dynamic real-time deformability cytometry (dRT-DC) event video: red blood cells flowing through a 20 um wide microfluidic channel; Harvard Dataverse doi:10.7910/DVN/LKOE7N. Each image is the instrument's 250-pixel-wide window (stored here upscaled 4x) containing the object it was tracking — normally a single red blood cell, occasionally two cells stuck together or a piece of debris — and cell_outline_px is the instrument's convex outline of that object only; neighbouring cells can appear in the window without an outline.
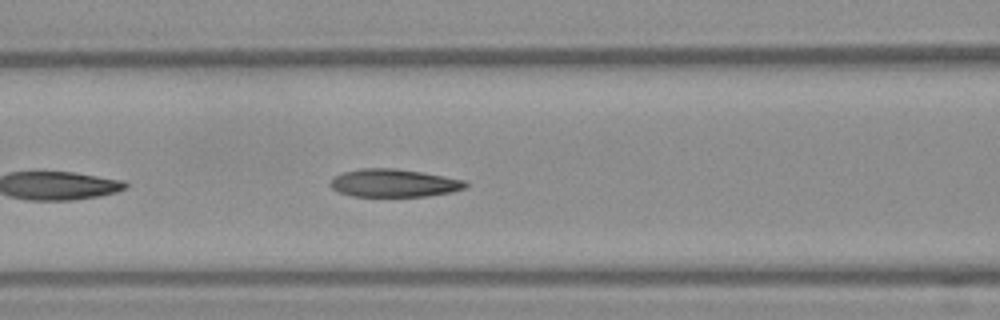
{"species": "Egyptian fruit bat (a non-hibernating species)", "species_latin": "Rousettus aegyptiacus", "temperature_condition": "warm", "stored_images_in_passage": 18, "camera_frame_rate_fps": 3000, "um_per_image_px": 0.085, "frame": {"image": 1, "passage_image": 6, "time_ms": 1.667, "image_size_px": [1000, 320], "cell_outline_px": [[468, 184], [464, 188], [452, 192], [428, 196], [352, 196], [340, 192], [332, 188], [328, 184], [336, 176], [344, 172], [364, 168], [396, 168], [444, 176], [464, 180]], "centroid_in_image_um": [33.49, 15.56], "position_along_channel_um": 133.1, "area_um2": 21.79}}